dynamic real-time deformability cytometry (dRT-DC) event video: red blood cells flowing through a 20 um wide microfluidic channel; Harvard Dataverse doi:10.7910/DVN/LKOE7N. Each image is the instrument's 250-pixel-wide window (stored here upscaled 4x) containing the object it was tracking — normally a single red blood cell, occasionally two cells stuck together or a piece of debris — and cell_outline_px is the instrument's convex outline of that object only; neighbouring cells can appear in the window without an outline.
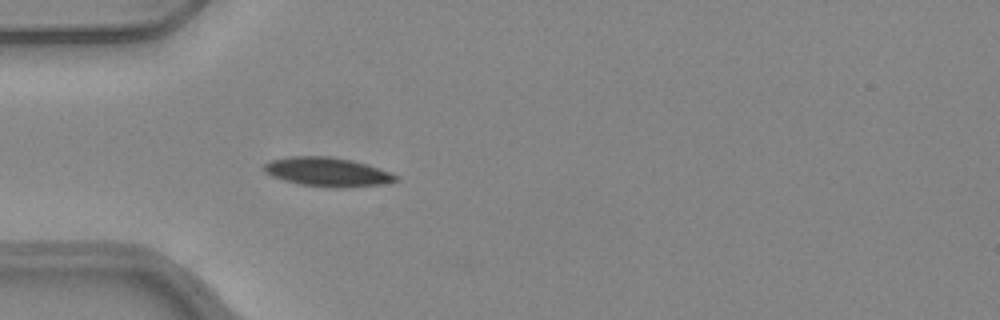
{"species": "common noctule bat (a hibernating species)", "species_latin": "Nyctalus noctula", "temperature_condition": "warm", "stored_images_in_passage": 37, "camera_frame_rate_fps": 3000, "um_per_image_px": 0.085, "animal": {"sex": "female", "body_mass_g": 24.6, "forearm_length_mm": 56.2}, "frame": {"image": 1, "passage_image": 1, "time_ms": 0.0, "image_size_px": [1000, 320], "cell_outline_px": [[400, 180], [380, 184], [344, 188], [328, 188], [300, 184], [284, 180], [272, 176], [264, 172], [264, 164], [272, 160], [288, 156], [328, 156], [352, 160], [368, 164], [392, 172], [400, 176]], "centroid_in_image_um": [27.87, 14.62], "position_along_channel_um": 57.1, "area_um2": 22.54}}
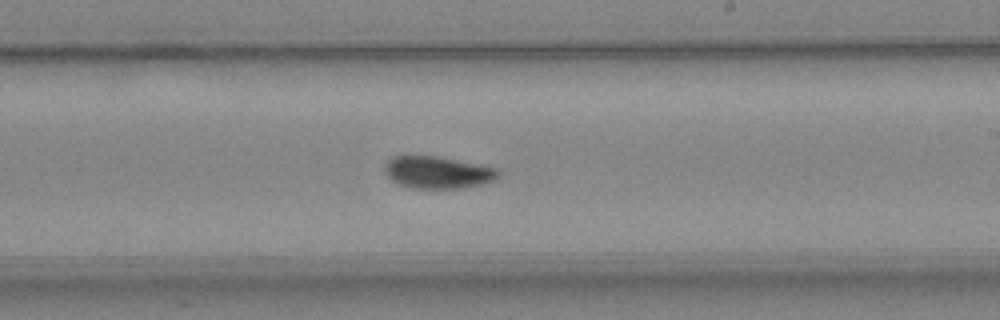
{"frame": {"image": 2, "passage_image": 16, "time_ms": 5.0, "image_size_px": [1000, 320], "cell_outline_px": [[500, 172], [496, 180], [484, 184], [464, 188], [412, 188], [400, 184], [392, 180], [384, 172], [384, 164], [392, 156], [440, 156], [480, 164], [496, 168]], "centroid_in_image_um": [37.23, 14.65], "position_along_channel_um": 251.8, "area_um2": 21.5}}
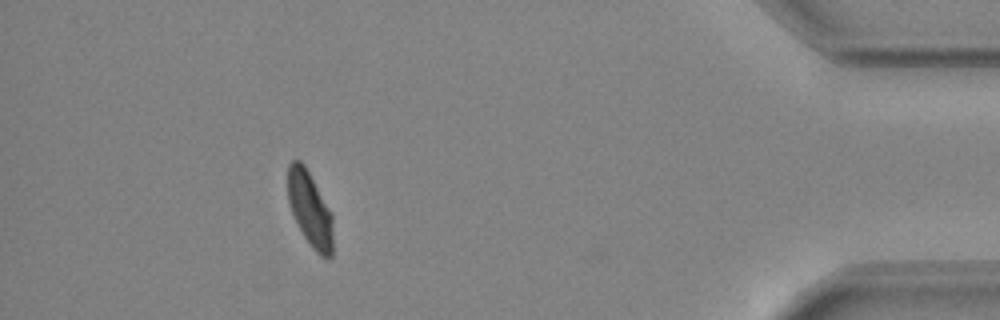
{"frame": {"image": 3, "passage_image": 32, "time_ms": 10.333, "image_size_px": [1000, 320], "cell_outline_px": [[332, 256], [328, 260], [320, 256], [312, 248], [304, 236], [292, 212], [288, 200], [288, 164], [292, 160], [300, 160], [304, 164], [332, 212]], "centroid_in_image_um": [26.36, 17.78], "position_along_channel_um": 408.8, "area_um2": 19.65}, "authors_computed_cell_mechanics": {"area_um2": 21.5016, "velocity_mm_per_s": 3.987, "shape_relaxation_time_tau1_ms": 4.3382, "shape_relaxation_time_tau2_ms": 3.1197, "deformation_change_tau1": 0.1356, "deformation_change_tau2": 0.0427}}